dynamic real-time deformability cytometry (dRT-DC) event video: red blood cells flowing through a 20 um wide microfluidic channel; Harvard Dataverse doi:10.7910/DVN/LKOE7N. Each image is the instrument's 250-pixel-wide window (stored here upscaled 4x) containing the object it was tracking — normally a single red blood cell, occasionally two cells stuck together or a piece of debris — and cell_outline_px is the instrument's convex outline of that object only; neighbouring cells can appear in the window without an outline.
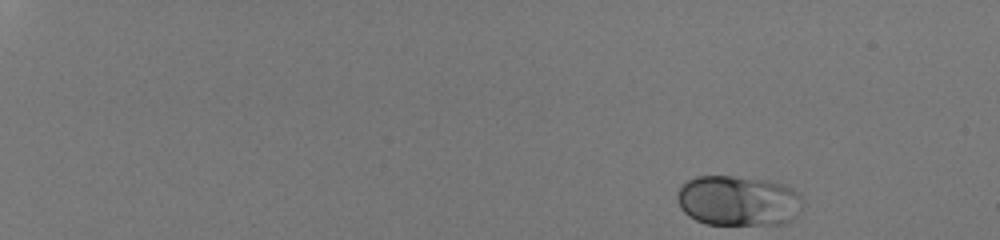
{"species": "human", "species_latin": "Homo sapiens", "temperature_condition": "room temperature", "stored_images_in_passage": 45, "camera_frame_rate_fps": 3000, "um_per_image_px": 0.085, "donor": {"sex": "male"}, "frame": {"image": 1, "passage_image": 1, "time_ms": 0.0, "image_size_px": [1000, 240], "cell_outline_px": [[804, 200], [800, 212], [792, 220], [784, 224], [708, 224], [696, 220], [688, 216], [680, 208], [676, 196], [680, 184], [696, 176], [732, 176], [768, 180], [788, 184], [804, 196]], "centroid_in_image_um": [62.8, 17.05], "position_along_channel_um": 22.2, "area_um2": 37.57}}
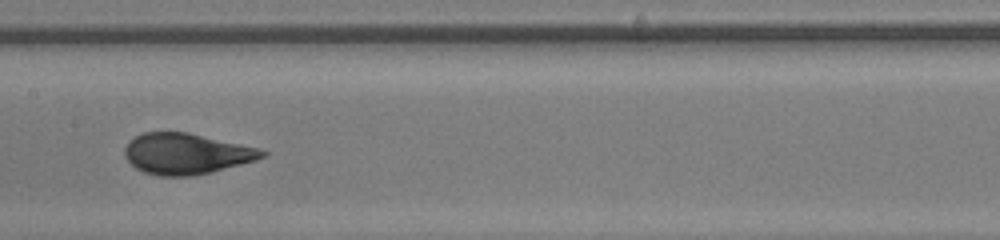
{"frame": {"image": 2, "passage_image": 26, "time_ms": 8.333, "image_size_px": [1000, 240], "cell_outline_px": [[268, 152], [264, 156], [256, 160], [212, 172], [188, 176], [156, 176], [144, 172], [136, 168], [124, 156], [124, 148], [128, 140], [144, 132], [188, 132], [260, 148]], "centroid_in_image_um": [15.82, 13.06], "position_along_channel_um": 191.6, "area_um2": 32.83}}
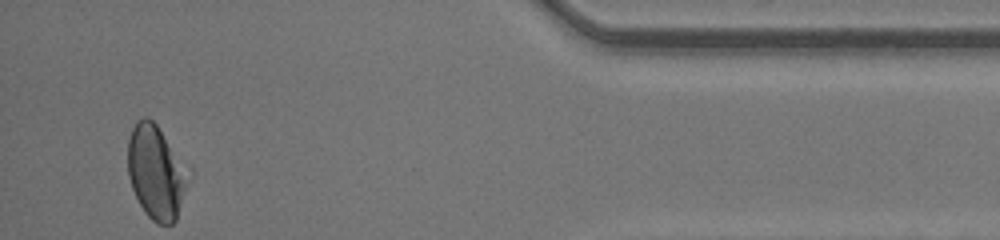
{"frame": {"image": 3, "passage_image": 45, "time_ms": 14.667, "image_size_px": [1000, 240], "cell_outline_px": [[184, 188], [176, 220], [172, 224], [156, 224], [144, 212], [132, 188], [128, 176], [128, 140], [132, 128], [136, 120], [144, 116], [148, 116], [156, 124], [184, 172]], "centroid_in_image_um": [13.13, 14.66], "position_along_channel_um": 422.1, "area_um2": 31.1}, "authors_computed_cell_mechanics": {"area_um2": 33.4662, "velocity_mm_per_s": 4.2705, "shape_relaxation_time_tau1_ms": 5.5024, "shape_relaxation_time_tau2_ms": null, "deformation_change_tau1": 0.1622, "deformation_change_tau2": null}}